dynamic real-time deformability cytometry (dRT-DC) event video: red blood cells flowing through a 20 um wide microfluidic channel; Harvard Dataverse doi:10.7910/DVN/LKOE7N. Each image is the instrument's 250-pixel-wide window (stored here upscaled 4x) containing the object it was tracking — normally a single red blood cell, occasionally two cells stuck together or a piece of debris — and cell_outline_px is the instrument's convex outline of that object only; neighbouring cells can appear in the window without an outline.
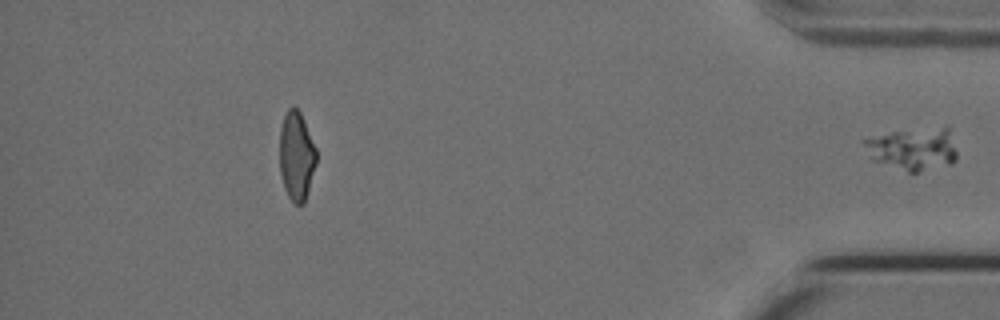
{"species": "Egyptian fruit bat (a non-hibernating species)", "species_latin": "Rousettus aegyptiacus", "temperature_condition": "cold", "stored_images_in_passage": 47, "segment_of_instrument_passage": [2, 2], "camera_frame_rate_fps": 3000, "um_per_image_px": 0.085, "animal": {"sex": "female"}, "frame": {"image": 1, "passage_image": 47, "time_ms": 15.333, "image_size_px": [1000, 320], "cell_outline_px": [[956, 160], [952, 164], [920, 172], [908, 172], [872, 160], [860, 140], [892, 132], [948, 124], [956, 152]], "centroid_in_image_um": [77.64, 12.64], "position_along_channel_um": 357.6, "area_um2": 23.41}}